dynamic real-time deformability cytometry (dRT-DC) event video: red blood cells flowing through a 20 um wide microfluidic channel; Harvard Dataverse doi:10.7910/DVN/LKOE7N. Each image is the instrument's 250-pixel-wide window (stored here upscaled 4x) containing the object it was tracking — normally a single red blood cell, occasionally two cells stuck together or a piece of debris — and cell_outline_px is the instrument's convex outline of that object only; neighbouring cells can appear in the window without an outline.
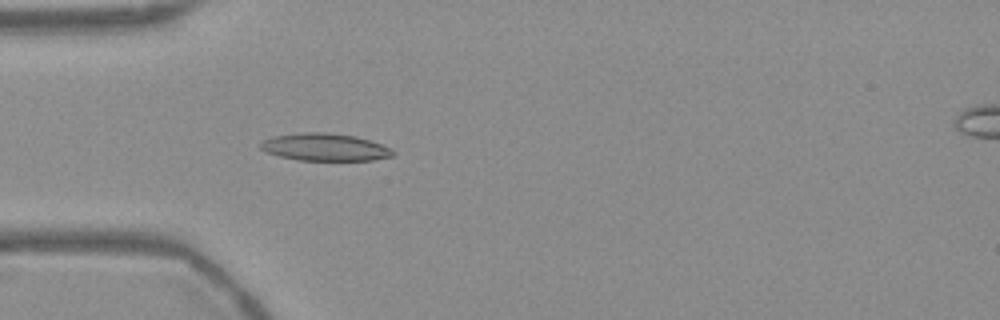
{"species": "Egyptian fruit bat (a non-hibernating species)", "species_latin": "Rousettus aegyptiacus", "temperature_condition": "warm", "stored_images_in_passage": 54, "camera_frame_rate_fps": 3000, "um_per_image_px": 0.085, "frame": {"image": 1, "passage_image": 16, "time_ms": 5.0, "image_size_px": [1000, 320], "cell_outline_px": [[396, 152], [392, 156], [372, 160], [300, 160], [280, 156], [268, 152], [260, 148], [260, 144], [264, 140], [276, 136], [304, 132], [328, 132], [356, 136], [380, 144]], "centroid_in_image_um": [27.63, 12.5], "position_along_channel_um": 57.4, "area_um2": 20.81}}
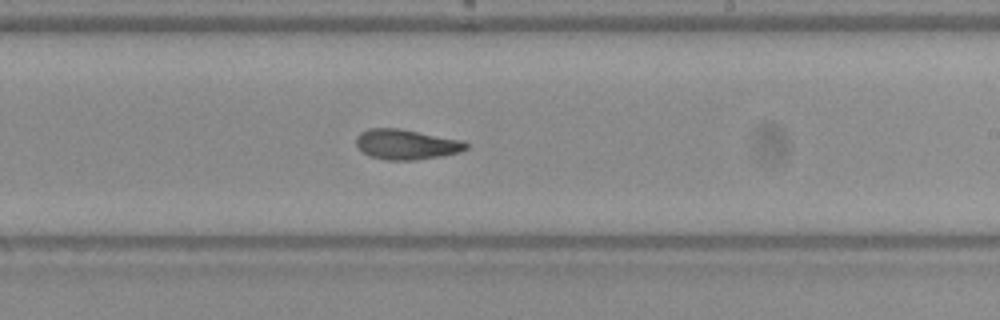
{"frame": {"image": 2, "passage_image": 32, "time_ms": 10.333, "image_size_px": [1000, 320], "cell_outline_px": [[468, 148], [460, 152], [444, 156], [416, 160], [388, 160], [368, 156], [356, 144], [356, 136], [360, 132], [368, 128], [400, 128], [464, 140], [468, 144]], "centroid_in_image_um": [34.57, 12.27], "position_along_channel_um": 254.4, "area_um2": 19.59}}
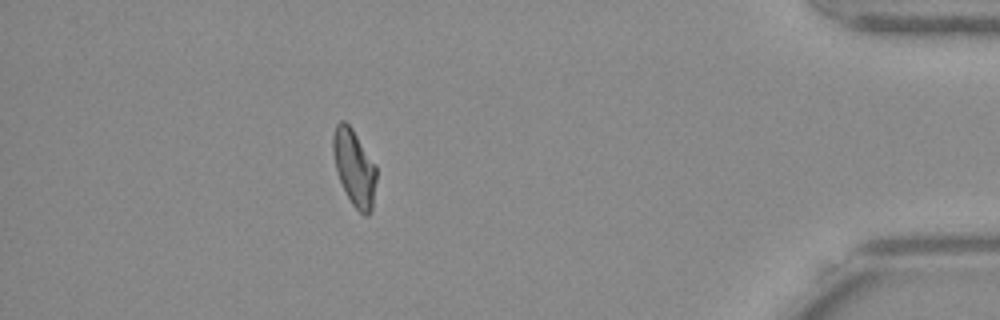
{"frame": {"image": 3, "passage_image": 48, "time_ms": 15.667, "image_size_px": [1000, 320], "cell_outline_px": [[376, 180], [372, 208], [368, 216], [364, 216], [352, 204], [340, 180], [336, 168], [332, 152], [332, 136], [336, 124], [340, 120], [344, 120], [352, 128], [376, 164]], "centroid_in_image_um": [30.11, 14.22], "position_along_channel_um": 405.1, "area_um2": 19.25}, "authors_computed_cell_mechanics": {"area_um2": 19.6809, "velocity_mm_per_s": 3.7528, "shape_relaxation_time_tau1_ms": null, "shape_relaxation_time_tau2_ms": 2.8658, "deformation_change_tau1": null, "deformation_change_tau2": 0.0922}}